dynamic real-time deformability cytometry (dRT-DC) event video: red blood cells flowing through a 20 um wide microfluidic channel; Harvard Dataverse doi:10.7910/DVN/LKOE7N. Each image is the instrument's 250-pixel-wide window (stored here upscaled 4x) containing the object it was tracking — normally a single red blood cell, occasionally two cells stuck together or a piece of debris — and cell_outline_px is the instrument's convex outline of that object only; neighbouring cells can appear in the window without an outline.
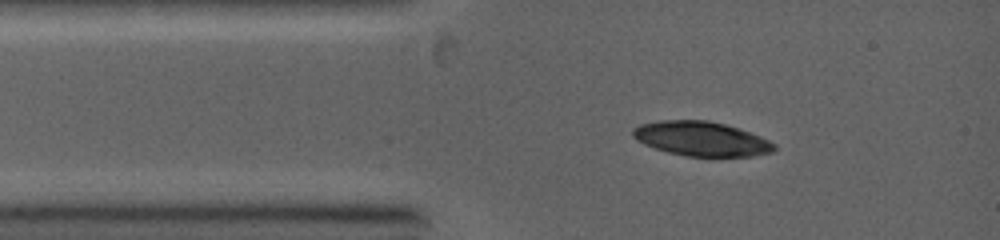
{"species": "common noctule bat (a hibernating species)", "species_latin": "Nyctalus noctula", "temperature_condition": "warm", "stored_images_in_passage": 2, "camera_frame_rate_fps": 5000, "um_per_image_px": 0.085, "animal": {"sex": "female", "body_mass_g": 19.0, "forearm_length_mm": 53.3}, "frame": {"image": 1, "passage_image": 2, "time_ms": 0.2, "image_size_px": [1000, 240], "cell_outline_px": [[776, 148], [772, 152], [752, 156], [688, 156], [668, 152], [644, 144], [636, 140], [632, 136], [632, 128], [640, 124], [660, 120], [708, 120], [724, 124], [760, 136], [776, 144]], "centroid_in_image_um": [59.59, 11.79], "position_along_channel_um": 25.4, "area_um2": 28.21}}